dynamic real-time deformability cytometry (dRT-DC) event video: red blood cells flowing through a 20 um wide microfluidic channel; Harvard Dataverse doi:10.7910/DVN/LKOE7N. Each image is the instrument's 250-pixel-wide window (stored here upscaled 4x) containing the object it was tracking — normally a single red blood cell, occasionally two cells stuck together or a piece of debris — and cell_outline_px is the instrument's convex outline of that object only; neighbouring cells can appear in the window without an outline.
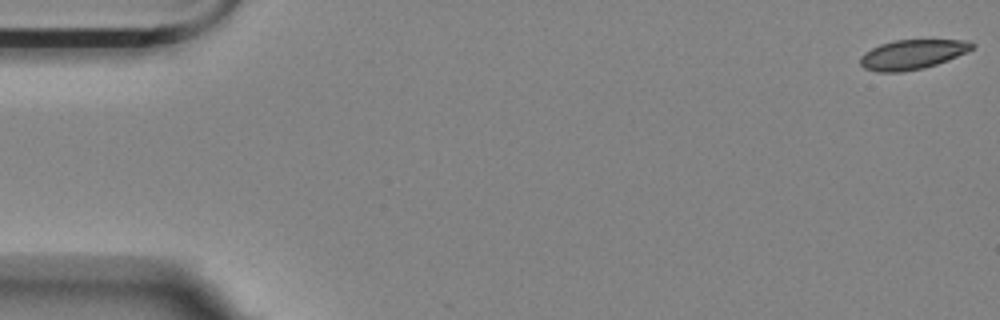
{"species": "Egyptian fruit bat (a non-hibernating species)", "species_latin": "Rousettus aegyptiacus", "temperature_condition": "room temperature", "stored_images_in_passage": 14, "camera_frame_rate_fps": 3000, "um_per_image_px": 0.085, "animal": {"sex": "female"}, "frame": {"image": 1, "passage_image": 1, "time_ms": 0.0, "image_size_px": [1000, 320], "cell_outline_px": [[976, 44], [968, 52], [948, 60], [924, 68], [900, 72], [876, 72], [864, 68], [860, 64], [860, 56], [864, 52], [880, 44], [896, 40], [968, 40]], "centroid_in_image_um": [77.54, 4.63], "position_along_channel_um": 7.5, "area_um2": 19.36}}